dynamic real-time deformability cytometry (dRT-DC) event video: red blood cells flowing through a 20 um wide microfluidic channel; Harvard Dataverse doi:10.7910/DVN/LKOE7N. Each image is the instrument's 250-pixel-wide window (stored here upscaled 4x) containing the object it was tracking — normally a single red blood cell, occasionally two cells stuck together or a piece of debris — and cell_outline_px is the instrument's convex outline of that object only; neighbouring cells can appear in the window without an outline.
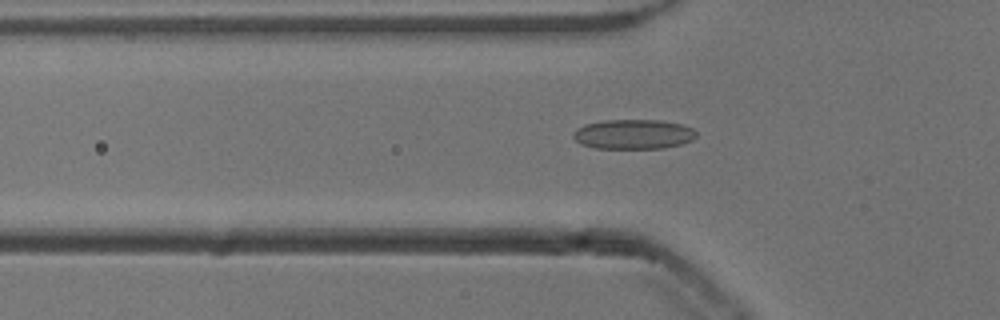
{"species": "common noctule bat (a hibernating species)", "species_latin": "Nyctalus noctula", "temperature_condition": "cold", "stored_images_in_passage": 48, "camera_frame_rate_fps": 3000, "um_per_image_px": 0.085, "animal": {"sex": "male", "body_mass_g": 13.3}, "frame": {"image": 1, "passage_image": 17, "time_ms": 5.333, "image_size_px": [1000, 320], "cell_outline_px": [[696, 136], [692, 140], [680, 144], [664, 148], [596, 148], [580, 144], [572, 136], [572, 132], [576, 128], [584, 124], [604, 120], [660, 120], [680, 124], [692, 128], [696, 132]], "centroid_in_image_um": [53.8, 11.4], "position_along_channel_um": 72.0, "area_um2": 21.33}}
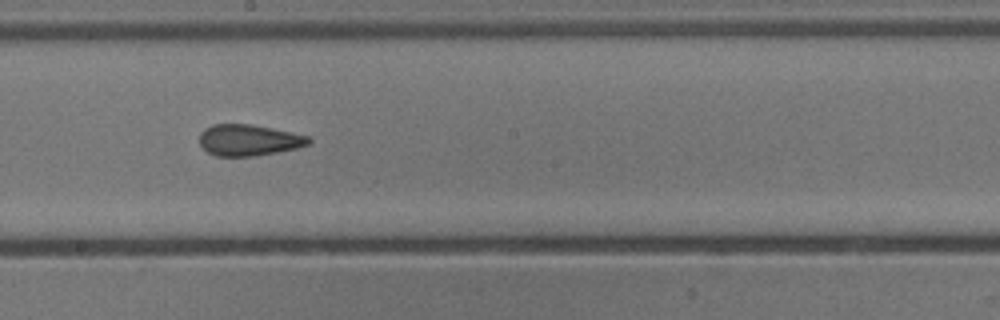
{"frame": {"image": 2, "passage_image": 29, "time_ms": 9.333, "image_size_px": [1000, 320], "cell_outline_px": [[312, 140], [308, 144], [296, 148], [276, 152], [252, 156], [216, 156], [208, 152], [200, 144], [200, 132], [204, 128], [212, 124], [248, 124], [308, 136]], "centroid_in_image_um": [21.09, 11.91], "position_along_channel_um": 227.1, "area_um2": 19.54}}
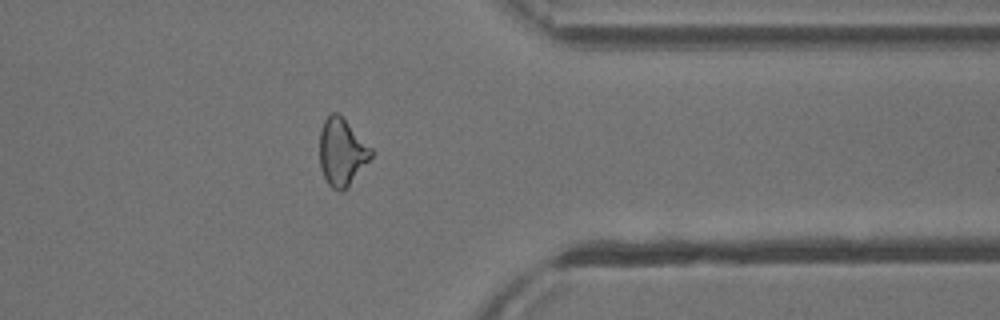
{"frame": {"image": 3, "passage_image": 42, "time_ms": 13.667, "image_size_px": [1000, 320], "cell_outline_px": [[376, 152], [348, 184], [340, 192], [332, 188], [328, 184], [320, 168], [320, 132], [324, 120], [332, 112], [336, 112]], "centroid_in_image_um": [29.04, 12.92], "position_along_channel_um": 382.4, "area_um2": 19.65}, "authors_computed_cell_mechanics": {"area_um2": 20.2878, "velocity_mm_per_s": 3.8501, "shape_relaxation_time_tau1_ms": null, "shape_relaxation_time_tau2_ms": 2.9366, "deformation_change_tau1": null, "deformation_change_tau2": 0.1254}}